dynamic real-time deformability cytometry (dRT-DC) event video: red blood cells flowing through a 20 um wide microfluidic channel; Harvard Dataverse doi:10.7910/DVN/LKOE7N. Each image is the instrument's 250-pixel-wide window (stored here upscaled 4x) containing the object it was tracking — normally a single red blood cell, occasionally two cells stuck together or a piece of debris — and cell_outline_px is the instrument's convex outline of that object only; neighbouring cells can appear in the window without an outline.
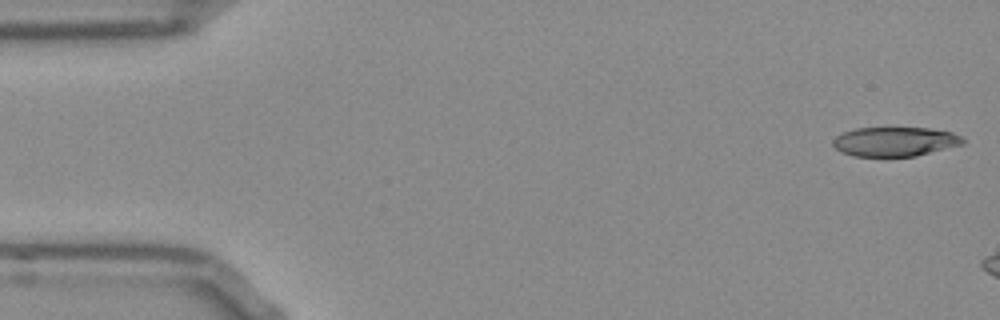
{"species": "Egyptian fruit bat (a non-hibernating species)", "species_latin": "Rousettus aegyptiacus", "temperature_condition": "room temperature", "stored_images_in_passage": 10, "camera_frame_rate_fps": 3000, "um_per_image_px": 0.085, "frame": {"image": 1, "passage_image": 1, "time_ms": 0.0, "image_size_px": [1000, 320], "cell_outline_px": [[964, 144], [916, 156], [852, 156], [840, 152], [832, 144], [832, 140], [836, 136], [844, 132], [856, 128], [928, 128], [952, 132], [960, 136], [964, 140]], "centroid_in_image_um": [76.05, 12.04], "position_along_channel_um": 8.9, "area_um2": 22.2}}